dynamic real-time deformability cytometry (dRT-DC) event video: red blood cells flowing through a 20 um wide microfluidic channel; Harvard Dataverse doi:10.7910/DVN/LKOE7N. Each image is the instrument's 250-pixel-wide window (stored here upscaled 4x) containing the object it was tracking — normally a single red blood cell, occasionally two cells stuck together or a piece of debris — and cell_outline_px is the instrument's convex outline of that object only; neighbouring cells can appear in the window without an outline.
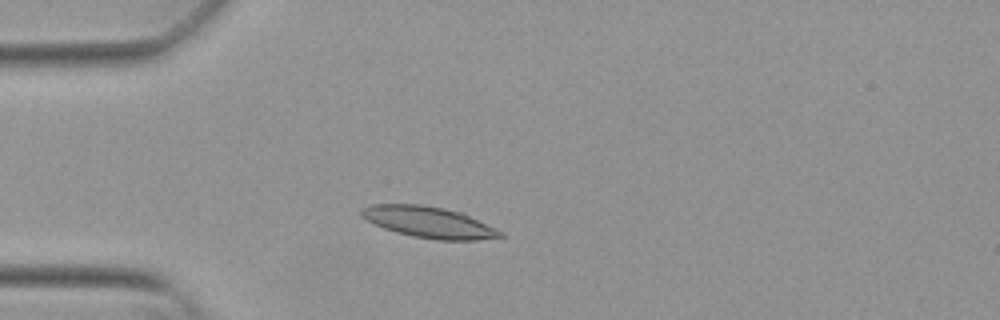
{"species": "Egyptian fruit bat (a non-hibernating species)", "species_latin": "Rousettus aegyptiacus", "temperature_condition": "warm", "stored_images_in_passage": 49, "camera_frame_rate_fps": 3000, "um_per_image_px": 0.085, "animal": {"sex": "female"}, "frame": {"image": 1, "passage_image": 10, "time_ms": 3.0, "image_size_px": [1000, 320], "cell_outline_px": [[504, 236], [476, 240], [436, 240], [412, 236], [396, 232], [384, 228], [360, 216], [360, 208], [372, 204], [420, 204], [444, 208], [464, 212], [504, 232]], "centroid_in_image_um": [36.48, 18.88], "position_along_channel_um": 48.5, "area_um2": 25.43}}
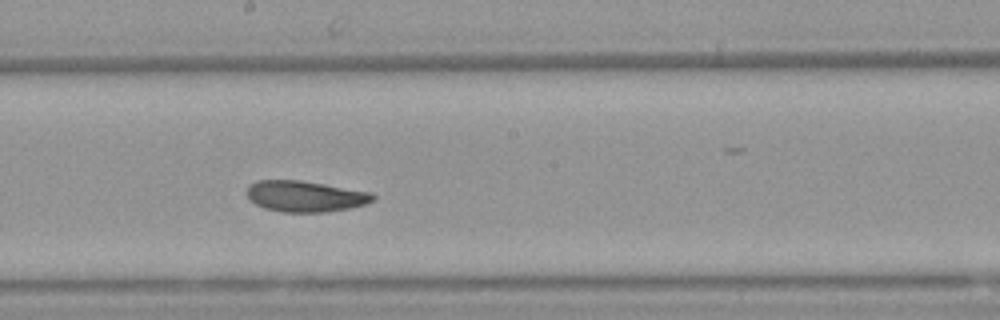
{"frame": {"image": 2, "passage_image": 25, "time_ms": 8.0, "image_size_px": [1000, 320], "cell_outline_px": [[376, 196], [372, 200], [364, 204], [352, 208], [328, 212], [280, 212], [264, 208], [248, 200], [248, 184], [256, 180], [300, 180], [372, 192]], "centroid_in_image_um": [25.93, 16.69], "position_along_channel_um": 222.3, "area_um2": 22.95}}
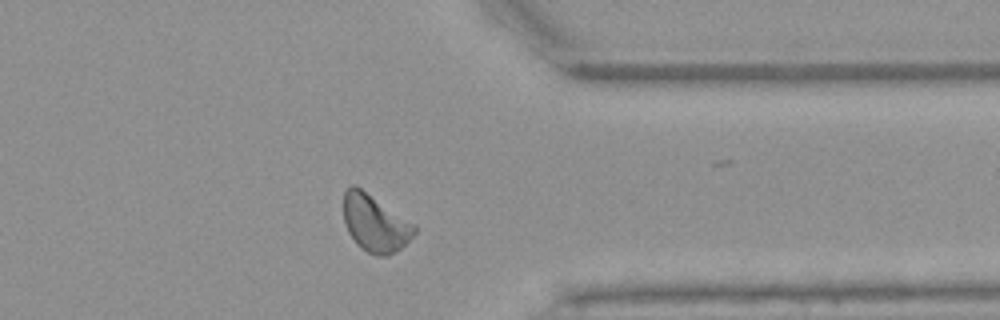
{"frame": {"image": 3, "passage_image": 38, "time_ms": 12.333, "image_size_px": [1000, 320], "cell_outline_px": [[416, 232], [396, 252], [388, 256], [376, 256], [360, 248], [356, 244], [348, 232], [344, 220], [344, 192], [352, 184], [356, 184], [416, 224]], "centroid_in_image_um": [31.88, 18.96], "position_along_channel_um": 379.5, "area_um2": 23.76}, "authors_computed_cell_mechanics": {"area_um2": 23.4668, "velocity_mm_per_s": 3.7979, "shape_relaxation_time_tau1_ms": 7.1013, "shape_relaxation_time_tau2_ms": 3.2959, "deformation_change_tau1": 0.1606, "deformation_change_tau2": 0.0887}}